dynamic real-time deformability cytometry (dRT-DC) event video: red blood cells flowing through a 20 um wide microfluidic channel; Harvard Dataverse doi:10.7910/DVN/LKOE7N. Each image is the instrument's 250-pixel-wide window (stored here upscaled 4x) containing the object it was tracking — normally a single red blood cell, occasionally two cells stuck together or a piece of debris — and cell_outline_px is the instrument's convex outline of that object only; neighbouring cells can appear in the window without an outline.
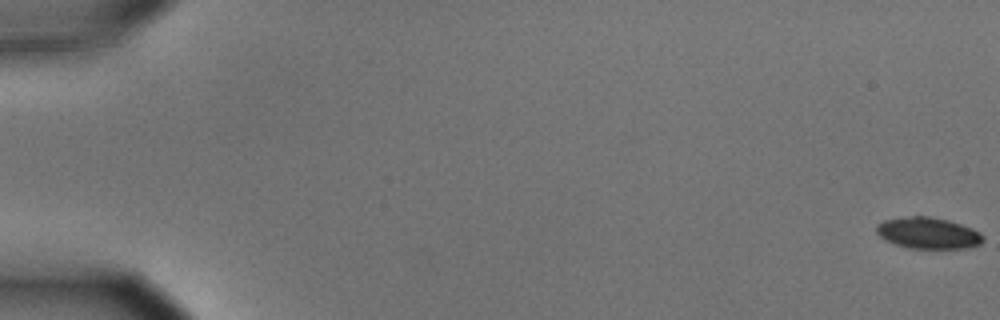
{"species": "common noctule bat (a hibernating species)", "species_latin": "Nyctalus noctula", "temperature_condition": "cold", "stored_images_in_passage": 59, "camera_frame_rate_fps": 3000, "um_per_image_px": 0.085, "animal": {"sex": "male", "body_mass_g": 15.6}, "frame": {"image": 1, "passage_image": 1, "time_ms": 0.0, "image_size_px": [1000, 320], "cell_outline_px": [[984, 240], [980, 244], [964, 248], [908, 248], [884, 240], [876, 232], [876, 224], [884, 220], [908, 216], [928, 216], [948, 220], [972, 228], [980, 232], [984, 236]], "centroid_in_image_um": [78.88, 19.8], "position_along_channel_um": 6.1, "area_um2": 19.48}}
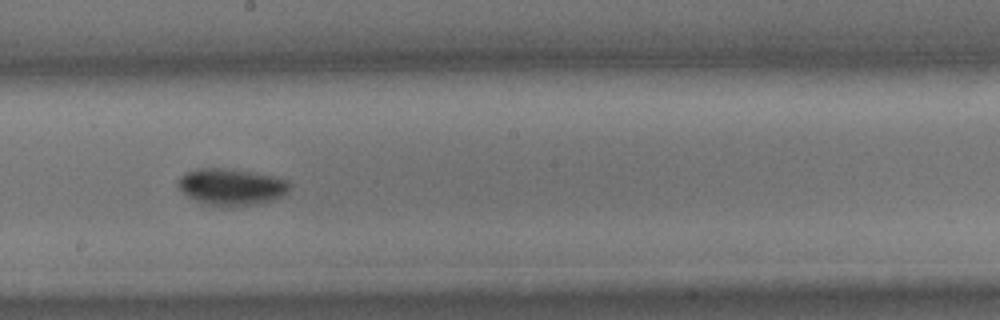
{"frame": {"image": 2, "passage_image": 34, "time_ms": 11.0, "image_size_px": [1000, 320], "cell_outline_px": [[292, 184], [288, 192], [272, 200], [256, 204], [220, 208], [204, 204], [188, 196], [176, 184], [176, 180], [180, 176], [188, 172], [200, 168], [224, 168], [256, 172], [288, 180]], "centroid_in_image_um": [19.67, 15.89], "position_along_channel_um": 228.5, "area_um2": 24.1}}
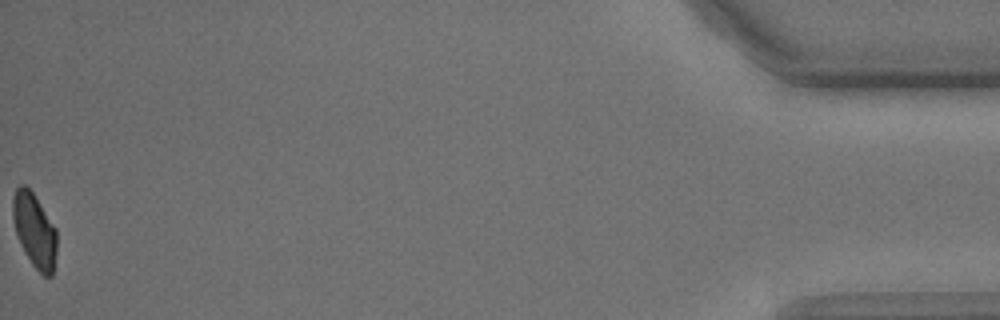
{"frame": {"image": 3, "passage_image": 59, "time_ms": 19.333, "image_size_px": [1000, 320], "cell_outline_px": [[56, 252], [52, 276], [44, 276], [32, 264], [24, 252], [20, 244], [12, 220], [12, 196], [16, 188], [20, 184], [24, 184], [32, 192], [56, 228]], "centroid_in_image_um": [2.91, 19.56], "position_along_channel_um": 432.3, "area_um2": 18.96}, "authors_computed_cell_mechanics": {"area_um2": 21.2126, "velocity_mm_per_s": 3.531, "shape_relaxation_time_tau1_ms": 2.6791, "shape_relaxation_time_tau2_ms": null, "deformation_change_tau1": 0.0781, "deformation_change_tau2": null}}